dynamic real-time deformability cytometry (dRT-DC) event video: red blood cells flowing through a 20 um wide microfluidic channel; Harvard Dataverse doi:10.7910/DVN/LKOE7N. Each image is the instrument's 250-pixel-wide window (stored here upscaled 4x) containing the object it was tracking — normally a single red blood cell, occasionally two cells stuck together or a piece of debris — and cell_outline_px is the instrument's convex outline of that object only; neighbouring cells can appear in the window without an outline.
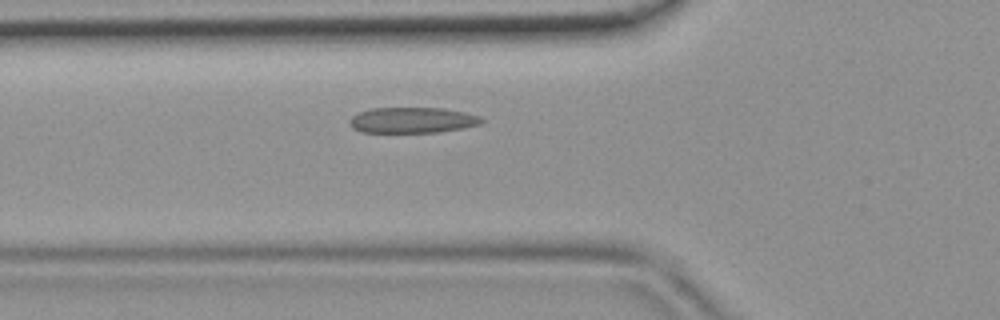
{"species": "common noctule bat (a hibernating species)", "species_latin": "Nyctalus noctula", "temperature_condition": "room temperature", "stored_images_in_passage": 38, "camera_frame_rate_fps": 3000, "um_per_image_px": 0.085, "animal": {"sex": "female", "body_mass_g": 19.9}, "frame": {"image": 1, "passage_image": 8, "time_ms": 2.333, "image_size_px": [1000, 320], "cell_outline_px": [[484, 120], [480, 124], [464, 128], [436, 132], [364, 132], [352, 128], [348, 120], [352, 116], [360, 112], [372, 108], [444, 108], [464, 112], [480, 116]], "centroid_in_image_um": [35.06, 10.21], "position_along_channel_um": 90.7, "area_um2": 19.71}}
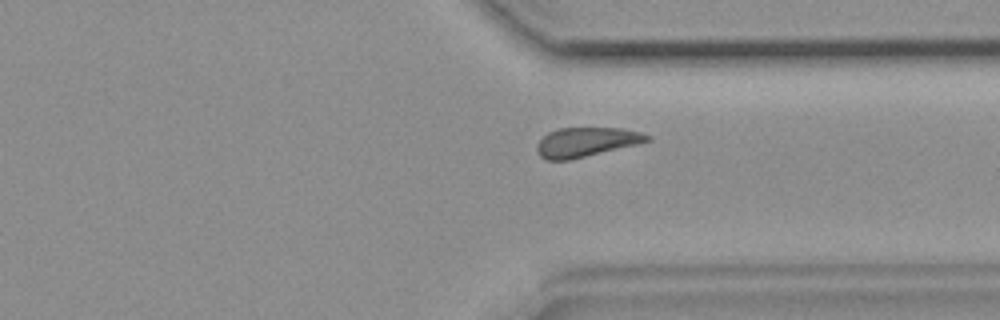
{"frame": {"image": 2, "passage_image": 27, "time_ms": 8.667, "image_size_px": [1000, 320], "cell_outline_px": [[652, 140], [572, 160], [544, 160], [536, 152], [536, 144], [548, 132], [560, 128], [620, 128], [640, 132], [652, 136]], "centroid_in_image_um": [49.8, 12.09], "position_along_channel_um": 361.6, "area_um2": 18.96}}
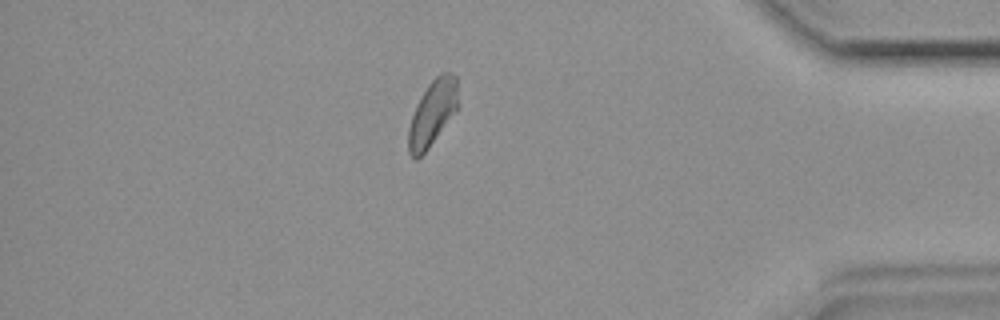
{"frame": {"image": 3, "passage_image": 32, "time_ms": 10.333, "image_size_px": [1000, 320], "cell_outline_px": [[460, 104], [456, 112], [428, 148], [416, 160], [408, 152], [408, 128], [416, 104], [428, 84], [440, 72], [452, 72], [456, 76]], "centroid_in_image_um": [36.79, 9.57], "position_along_channel_um": 398.4, "area_um2": 19.19}}